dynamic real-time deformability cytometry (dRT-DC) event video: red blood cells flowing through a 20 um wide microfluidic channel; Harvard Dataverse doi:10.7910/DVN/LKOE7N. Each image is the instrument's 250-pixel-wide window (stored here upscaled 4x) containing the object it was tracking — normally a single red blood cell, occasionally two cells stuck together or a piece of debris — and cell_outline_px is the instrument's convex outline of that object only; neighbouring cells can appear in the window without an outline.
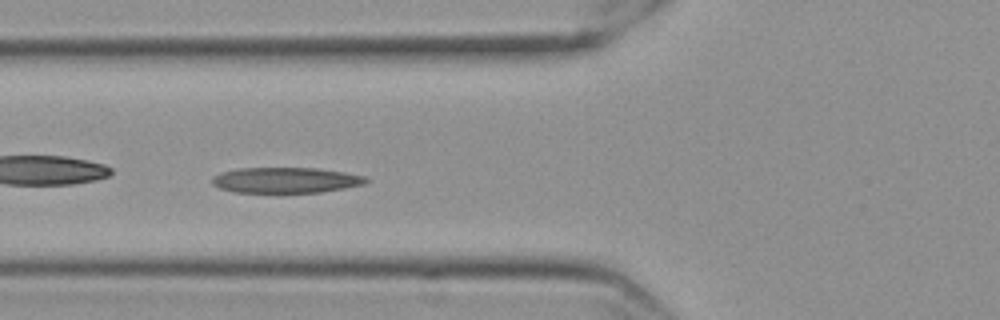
{"species": "Egyptian fruit bat (a non-hibernating species)", "species_latin": "Rousettus aegyptiacus", "temperature_condition": "cold", "stored_images_in_passage": 42, "camera_frame_rate_fps": 3000, "um_per_image_px": 0.085, "frame": {"image": 1, "passage_image": 6, "time_ms": 1.667, "image_size_px": [1000, 320], "cell_outline_px": [[368, 180], [364, 184], [344, 188], [320, 192], [276, 196], [236, 192], [220, 188], [212, 184], [212, 176], [220, 172], [236, 168], [316, 168], [344, 172], [364, 176]], "centroid_in_image_um": [24.21, 15.36], "position_along_channel_um": 101.6, "area_um2": 24.04}}
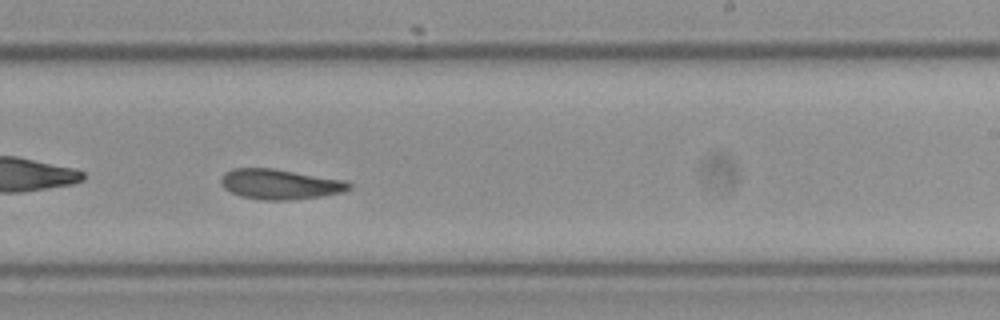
{"frame": {"image": 2, "passage_image": 20, "time_ms": 6.333, "image_size_px": [1000, 320], "cell_outline_px": [[352, 188], [344, 192], [320, 196], [288, 200], [260, 200], [240, 196], [224, 188], [220, 184], [220, 180], [224, 172], [232, 168], [272, 168], [344, 180], [352, 184]], "centroid_in_image_um": [23.77, 15.65], "position_along_channel_um": 265.2, "area_um2": 22.54}}
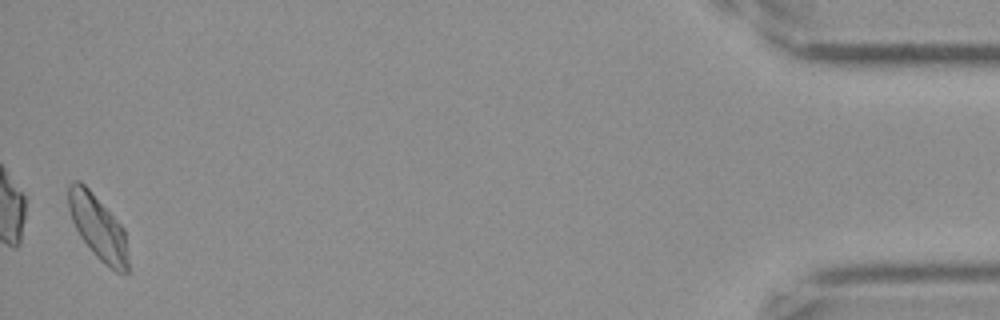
{"frame": {"image": 3, "passage_image": 41, "time_ms": 13.333, "image_size_px": [1000, 320], "cell_outline_px": [[128, 272], [116, 272], [100, 260], [92, 252], [80, 236], [72, 220], [68, 208], [68, 184], [72, 180], [80, 180], [88, 188], [124, 228], [128, 260]], "centroid_in_image_um": [8.31, 19.3], "position_along_channel_um": 426.9, "area_um2": 22.2}, "authors_computed_cell_mechanics": {"area_um2": 22.3975, "velocity_mm_per_s": 3.4986, "shape_relaxation_time_tau1_ms": 8.7224, "shape_relaxation_time_tau2_ms": 6.8085, "deformation_change_tau1": 0.1992, "deformation_change_tau2": 0.1353}}